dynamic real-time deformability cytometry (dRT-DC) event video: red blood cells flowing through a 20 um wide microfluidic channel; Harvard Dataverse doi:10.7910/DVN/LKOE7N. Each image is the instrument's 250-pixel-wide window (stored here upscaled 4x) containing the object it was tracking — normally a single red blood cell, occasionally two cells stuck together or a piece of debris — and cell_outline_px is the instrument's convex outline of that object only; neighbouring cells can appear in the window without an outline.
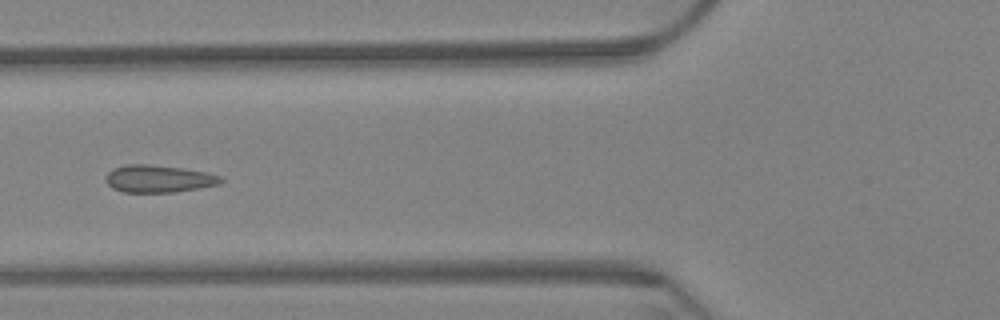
{"species": "Egyptian fruit bat (a non-hibernating species)", "species_latin": "Rousettus aegyptiacus", "temperature_condition": "warm", "stored_images_in_passage": 9, "camera_frame_rate_fps": 3000, "um_per_image_px": 0.085, "animal": {"sex": "female"}, "frame": {"image": 1, "passage_image": 4, "time_ms": 1.0, "image_size_px": [1000, 320], "cell_outline_px": [[224, 180], [220, 184], [200, 188], [176, 192], [124, 192], [112, 188], [104, 180], [108, 172], [112, 168], [124, 164], [148, 164], [184, 168], [204, 172], [220, 176]], "centroid_in_image_um": [13.45, 15.19], "position_along_channel_um": 112.3, "area_um2": 18.5}}
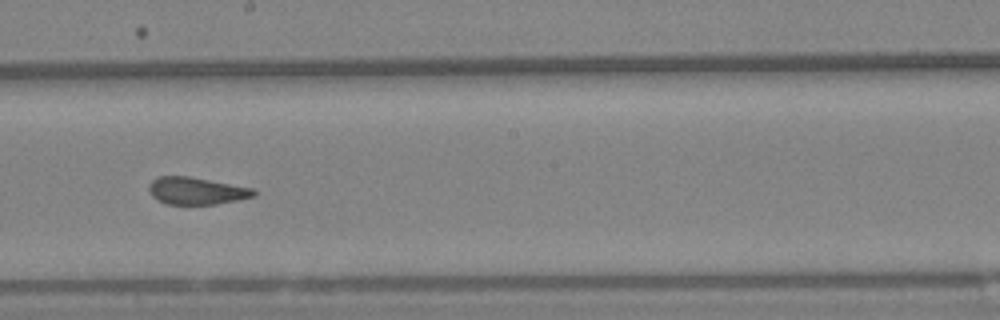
{"frame": {"image": 2, "passage_image": 7, "time_ms": 2.0, "image_size_px": [1000, 320], "cell_outline_px": [[256, 196], [216, 204], [168, 204], [156, 200], [152, 196], [148, 188], [148, 184], [156, 176], [188, 176], [252, 188], [256, 192]], "centroid_in_image_um": [16.65, 16.22], "position_along_channel_um": 231.6, "area_um2": 16.59}}
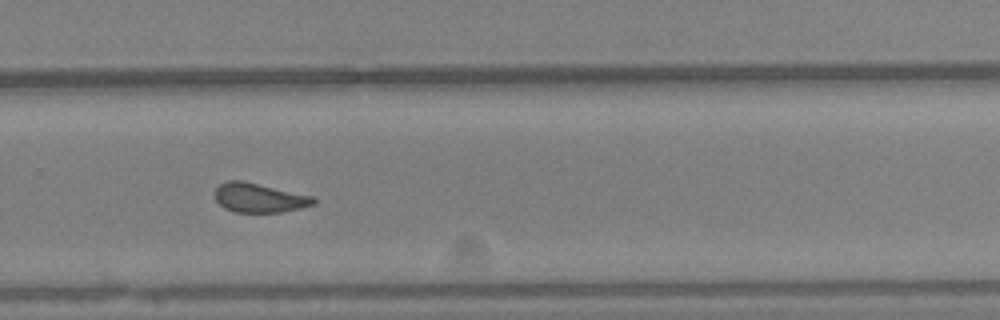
{"frame": {"image": 3, "passage_image": 9, "time_ms": 2.667, "image_size_px": [1000, 320], "cell_outline_px": [[316, 204], [300, 208], [280, 212], [236, 212], [224, 208], [216, 200], [216, 188], [220, 184], [228, 180], [244, 180], [316, 196]], "centroid_in_image_um": [22.09, 16.8], "position_along_channel_um": 307.7, "area_um2": 17.05}}